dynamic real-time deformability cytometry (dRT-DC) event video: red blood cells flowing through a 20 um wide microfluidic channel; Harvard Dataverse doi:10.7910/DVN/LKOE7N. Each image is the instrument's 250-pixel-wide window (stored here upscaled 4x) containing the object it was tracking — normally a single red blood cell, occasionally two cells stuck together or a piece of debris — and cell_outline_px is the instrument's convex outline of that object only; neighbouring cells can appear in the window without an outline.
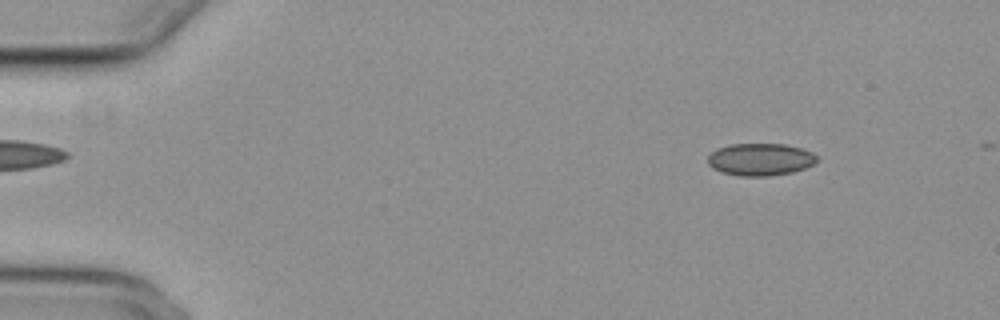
{"species": "common noctule bat (a hibernating species)", "species_latin": "Nyctalus noctula", "temperature_condition": "cold", "stored_images_in_passage": 11, "camera_frame_rate_fps": 3000, "um_per_image_px": 0.085, "animal": {"sex": "female", "body_mass_g": 29.2, "forearm_length_mm": 56.3}, "frame": {"image": 1, "passage_image": 6, "time_ms": 1.667, "image_size_px": [1000, 320], "cell_outline_px": [[816, 160], [812, 164], [804, 168], [792, 172], [768, 176], [740, 176], [720, 172], [712, 168], [708, 164], [708, 156], [716, 148], [732, 144], [784, 144], [800, 148], [812, 152], [816, 156]], "centroid_in_image_um": [64.58, 13.55], "position_along_channel_um": 20.4, "area_um2": 20.46}}